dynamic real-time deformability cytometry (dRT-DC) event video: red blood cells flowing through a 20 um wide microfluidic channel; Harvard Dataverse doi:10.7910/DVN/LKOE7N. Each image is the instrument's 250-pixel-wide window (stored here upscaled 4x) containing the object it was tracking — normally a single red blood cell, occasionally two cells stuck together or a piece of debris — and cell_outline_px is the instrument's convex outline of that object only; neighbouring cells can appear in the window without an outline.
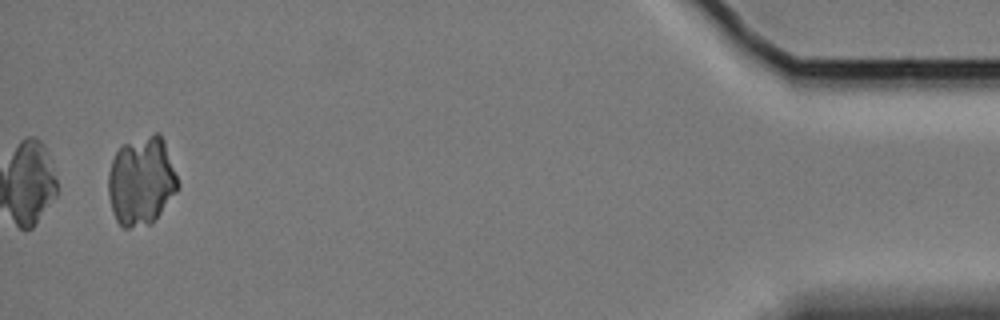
{"species": "Egyptian fruit bat (a non-hibernating species)", "species_latin": "Rousettus aegyptiacus", "temperature_condition": "cold", "stored_images_in_passage": 40, "camera_frame_rate_fps": 3000, "um_per_image_px": 0.085, "animal": {"sex": "female"}, "frame": {"image": 1, "passage_image": 40, "time_ms": 13.0, "image_size_px": [1000, 320], "cell_outline_px": [[180, 188], [160, 212], [148, 224], [128, 228], [124, 228], [116, 220], [108, 196], [108, 172], [112, 160], [116, 152], [124, 144], [152, 132], [160, 132], [164, 140], [180, 184]], "centroid_in_image_um": [12.02, 15.34], "position_along_channel_um": 423.2, "area_um2": 35.95}}